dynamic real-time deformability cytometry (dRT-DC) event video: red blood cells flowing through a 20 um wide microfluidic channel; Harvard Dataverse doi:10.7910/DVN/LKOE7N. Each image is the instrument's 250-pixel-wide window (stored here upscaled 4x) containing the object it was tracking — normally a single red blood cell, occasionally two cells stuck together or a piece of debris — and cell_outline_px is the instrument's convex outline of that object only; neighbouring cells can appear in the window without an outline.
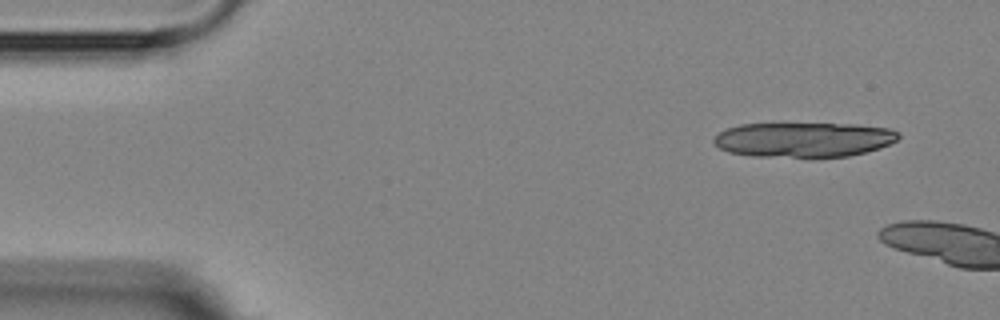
{"species": "Egyptian fruit bat (a non-hibernating species)", "species_latin": "Rousettus aegyptiacus", "temperature_condition": "room temperature", "stored_images_in_passage": 2, "camera_frame_rate_fps": 3000, "um_per_image_px": 0.085, "animal": {"sex": "female"}, "frame": {"image": 1, "passage_image": 1, "time_ms": 0.0, "image_size_px": [1000, 320], "cell_outline_px": [[900, 136], [896, 140], [880, 148], [848, 156], [752, 156], [728, 152], [720, 148], [712, 140], [720, 132], [728, 128], [740, 124], [856, 124], [892, 128], [900, 132]], "centroid_in_image_um": [68.35, 11.85], "position_along_channel_um": 16.7, "area_um2": 37.17}}